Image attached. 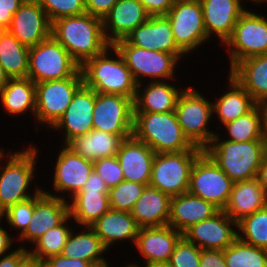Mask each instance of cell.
Listing matches in <instances>:
<instances>
[{"mask_svg": "<svg viewBox=\"0 0 267 267\" xmlns=\"http://www.w3.org/2000/svg\"><path fill=\"white\" fill-rule=\"evenodd\" d=\"M29 143L25 149L9 148L0 155V215L16 203L36 196L43 188L36 184L33 191L30 188L38 176L36 164L40 150L32 141Z\"/></svg>", "mask_w": 267, "mask_h": 267, "instance_id": "obj_1", "label": "cell"}, {"mask_svg": "<svg viewBox=\"0 0 267 267\" xmlns=\"http://www.w3.org/2000/svg\"><path fill=\"white\" fill-rule=\"evenodd\" d=\"M51 35L80 66L111 45L105 38L102 19L89 13L56 19L52 22Z\"/></svg>", "mask_w": 267, "mask_h": 267, "instance_id": "obj_2", "label": "cell"}, {"mask_svg": "<svg viewBox=\"0 0 267 267\" xmlns=\"http://www.w3.org/2000/svg\"><path fill=\"white\" fill-rule=\"evenodd\" d=\"M80 70L83 84L97 93L118 94L135 99L138 84L113 45L102 54L86 60Z\"/></svg>", "mask_w": 267, "mask_h": 267, "instance_id": "obj_3", "label": "cell"}, {"mask_svg": "<svg viewBox=\"0 0 267 267\" xmlns=\"http://www.w3.org/2000/svg\"><path fill=\"white\" fill-rule=\"evenodd\" d=\"M219 133L204 151L233 182L256 178L267 153V141L233 142L223 139Z\"/></svg>", "mask_w": 267, "mask_h": 267, "instance_id": "obj_4", "label": "cell"}, {"mask_svg": "<svg viewBox=\"0 0 267 267\" xmlns=\"http://www.w3.org/2000/svg\"><path fill=\"white\" fill-rule=\"evenodd\" d=\"M133 136L155 153L183 152L195 147L184 134L175 111L134 113Z\"/></svg>", "mask_w": 267, "mask_h": 267, "instance_id": "obj_5", "label": "cell"}, {"mask_svg": "<svg viewBox=\"0 0 267 267\" xmlns=\"http://www.w3.org/2000/svg\"><path fill=\"white\" fill-rule=\"evenodd\" d=\"M113 46L123 57L137 84L177 79L179 63L183 64L187 58V55H172L163 51L139 48L124 39L116 41Z\"/></svg>", "mask_w": 267, "mask_h": 267, "instance_id": "obj_6", "label": "cell"}, {"mask_svg": "<svg viewBox=\"0 0 267 267\" xmlns=\"http://www.w3.org/2000/svg\"><path fill=\"white\" fill-rule=\"evenodd\" d=\"M175 113L187 138L195 145L205 149L217 134L210 130L213 119V104L199 89L185 86L180 93ZM209 127V128H208Z\"/></svg>", "mask_w": 267, "mask_h": 267, "instance_id": "obj_7", "label": "cell"}, {"mask_svg": "<svg viewBox=\"0 0 267 267\" xmlns=\"http://www.w3.org/2000/svg\"><path fill=\"white\" fill-rule=\"evenodd\" d=\"M83 85V76L79 69L72 77L49 80L35 84L36 110L34 126L36 131L49 130L64 115L76 91ZM40 126V128H39Z\"/></svg>", "mask_w": 267, "mask_h": 267, "instance_id": "obj_8", "label": "cell"}, {"mask_svg": "<svg viewBox=\"0 0 267 267\" xmlns=\"http://www.w3.org/2000/svg\"><path fill=\"white\" fill-rule=\"evenodd\" d=\"M203 151L195 146L183 152L156 153L149 185L170 197L188 192L192 166Z\"/></svg>", "mask_w": 267, "mask_h": 267, "instance_id": "obj_9", "label": "cell"}, {"mask_svg": "<svg viewBox=\"0 0 267 267\" xmlns=\"http://www.w3.org/2000/svg\"><path fill=\"white\" fill-rule=\"evenodd\" d=\"M252 10L247 8L241 14L232 35L222 45L229 59L227 72L245 58L267 53V18Z\"/></svg>", "mask_w": 267, "mask_h": 267, "instance_id": "obj_10", "label": "cell"}, {"mask_svg": "<svg viewBox=\"0 0 267 267\" xmlns=\"http://www.w3.org/2000/svg\"><path fill=\"white\" fill-rule=\"evenodd\" d=\"M80 65L52 35L29 48L28 78L35 84L72 77Z\"/></svg>", "mask_w": 267, "mask_h": 267, "instance_id": "obj_11", "label": "cell"}, {"mask_svg": "<svg viewBox=\"0 0 267 267\" xmlns=\"http://www.w3.org/2000/svg\"><path fill=\"white\" fill-rule=\"evenodd\" d=\"M165 16L171 23L175 43L187 56L191 53L192 57L206 42L211 43L199 0H176Z\"/></svg>", "mask_w": 267, "mask_h": 267, "instance_id": "obj_12", "label": "cell"}, {"mask_svg": "<svg viewBox=\"0 0 267 267\" xmlns=\"http://www.w3.org/2000/svg\"><path fill=\"white\" fill-rule=\"evenodd\" d=\"M52 169L51 187L53 192L42 189L44 193L69 201L82 190L94 170L93 161L83 158L66 145H61ZM53 184V185H52ZM69 194V195H67Z\"/></svg>", "mask_w": 267, "mask_h": 267, "instance_id": "obj_13", "label": "cell"}, {"mask_svg": "<svg viewBox=\"0 0 267 267\" xmlns=\"http://www.w3.org/2000/svg\"><path fill=\"white\" fill-rule=\"evenodd\" d=\"M233 183L203 151L192 166L188 192L224 210L228 204Z\"/></svg>", "mask_w": 267, "mask_h": 267, "instance_id": "obj_14", "label": "cell"}, {"mask_svg": "<svg viewBox=\"0 0 267 267\" xmlns=\"http://www.w3.org/2000/svg\"><path fill=\"white\" fill-rule=\"evenodd\" d=\"M93 129L120 135L133 136L134 100L118 94L97 93L92 115Z\"/></svg>", "mask_w": 267, "mask_h": 267, "instance_id": "obj_15", "label": "cell"}, {"mask_svg": "<svg viewBox=\"0 0 267 267\" xmlns=\"http://www.w3.org/2000/svg\"><path fill=\"white\" fill-rule=\"evenodd\" d=\"M182 234L201 250H224L237 239V223L219 210L212 217L191 225Z\"/></svg>", "mask_w": 267, "mask_h": 267, "instance_id": "obj_16", "label": "cell"}, {"mask_svg": "<svg viewBox=\"0 0 267 267\" xmlns=\"http://www.w3.org/2000/svg\"><path fill=\"white\" fill-rule=\"evenodd\" d=\"M95 104V90L86 87L84 84L74 94L70 105L64 115L49 130L54 133L61 132L65 138L60 145H66L75 137L85 135L93 129V111Z\"/></svg>", "mask_w": 267, "mask_h": 267, "instance_id": "obj_17", "label": "cell"}, {"mask_svg": "<svg viewBox=\"0 0 267 267\" xmlns=\"http://www.w3.org/2000/svg\"><path fill=\"white\" fill-rule=\"evenodd\" d=\"M52 23L36 0H25L6 29L21 44L33 47L51 36Z\"/></svg>", "mask_w": 267, "mask_h": 267, "instance_id": "obj_18", "label": "cell"}, {"mask_svg": "<svg viewBox=\"0 0 267 267\" xmlns=\"http://www.w3.org/2000/svg\"><path fill=\"white\" fill-rule=\"evenodd\" d=\"M69 215V202L50 196L41 190L34 196V212L25 232L17 243L31 247L49 229L58 226Z\"/></svg>", "mask_w": 267, "mask_h": 267, "instance_id": "obj_19", "label": "cell"}, {"mask_svg": "<svg viewBox=\"0 0 267 267\" xmlns=\"http://www.w3.org/2000/svg\"><path fill=\"white\" fill-rule=\"evenodd\" d=\"M124 40L147 50L186 55L175 43L171 23L165 15L149 16L143 24L127 34Z\"/></svg>", "mask_w": 267, "mask_h": 267, "instance_id": "obj_20", "label": "cell"}, {"mask_svg": "<svg viewBox=\"0 0 267 267\" xmlns=\"http://www.w3.org/2000/svg\"><path fill=\"white\" fill-rule=\"evenodd\" d=\"M208 38L217 40L220 48L232 35L241 14L246 8L237 0H199ZM214 37V38H212Z\"/></svg>", "mask_w": 267, "mask_h": 267, "instance_id": "obj_21", "label": "cell"}, {"mask_svg": "<svg viewBox=\"0 0 267 267\" xmlns=\"http://www.w3.org/2000/svg\"><path fill=\"white\" fill-rule=\"evenodd\" d=\"M183 237L170 225L140 228L135 241V251L144 264L169 262L176 244Z\"/></svg>", "mask_w": 267, "mask_h": 267, "instance_id": "obj_22", "label": "cell"}, {"mask_svg": "<svg viewBox=\"0 0 267 267\" xmlns=\"http://www.w3.org/2000/svg\"><path fill=\"white\" fill-rule=\"evenodd\" d=\"M173 81L176 82L177 79L138 84L134 99V113L175 111L177 99L185 87L177 86L178 83Z\"/></svg>", "mask_w": 267, "mask_h": 267, "instance_id": "obj_23", "label": "cell"}, {"mask_svg": "<svg viewBox=\"0 0 267 267\" xmlns=\"http://www.w3.org/2000/svg\"><path fill=\"white\" fill-rule=\"evenodd\" d=\"M155 152L134 136L124 139L116 157L126 181L149 185Z\"/></svg>", "mask_w": 267, "mask_h": 267, "instance_id": "obj_24", "label": "cell"}, {"mask_svg": "<svg viewBox=\"0 0 267 267\" xmlns=\"http://www.w3.org/2000/svg\"><path fill=\"white\" fill-rule=\"evenodd\" d=\"M149 16L139 0H118L102 20L106 40L113 45L116 41L124 39Z\"/></svg>", "mask_w": 267, "mask_h": 267, "instance_id": "obj_25", "label": "cell"}, {"mask_svg": "<svg viewBox=\"0 0 267 267\" xmlns=\"http://www.w3.org/2000/svg\"><path fill=\"white\" fill-rule=\"evenodd\" d=\"M100 238L103 246L110 251L119 242L135 244L140 227L130 212L109 209L90 226ZM123 241V242H122Z\"/></svg>", "mask_w": 267, "mask_h": 267, "instance_id": "obj_26", "label": "cell"}, {"mask_svg": "<svg viewBox=\"0 0 267 267\" xmlns=\"http://www.w3.org/2000/svg\"><path fill=\"white\" fill-rule=\"evenodd\" d=\"M220 209L189 192L171 197L168 225L183 233L191 225L215 215Z\"/></svg>", "mask_w": 267, "mask_h": 267, "instance_id": "obj_27", "label": "cell"}, {"mask_svg": "<svg viewBox=\"0 0 267 267\" xmlns=\"http://www.w3.org/2000/svg\"><path fill=\"white\" fill-rule=\"evenodd\" d=\"M75 228L74 226L69 234L60 255L90 262L94 267H111L112 264L104 256V253L106 255L109 252L94 230L89 226H82L80 227L82 230L78 232L79 226Z\"/></svg>", "mask_w": 267, "mask_h": 267, "instance_id": "obj_28", "label": "cell"}, {"mask_svg": "<svg viewBox=\"0 0 267 267\" xmlns=\"http://www.w3.org/2000/svg\"><path fill=\"white\" fill-rule=\"evenodd\" d=\"M227 78L225 87L228 90L212 100L213 118L221 122L216 125V130H223L224 124L246 115L256 106L250 94L231 75L227 74Z\"/></svg>", "mask_w": 267, "mask_h": 267, "instance_id": "obj_29", "label": "cell"}, {"mask_svg": "<svg viewBox=\"0 0 267 267\" xmlns=\"http://www.w3.org/2000/svg\"><path fill=\"white\" fill-rule=\"evenodd\" d=\"M267 205V192L256 178L234 182L224 212L236 223Z\"/></svg>", "mask_w": 267, "mask_h": 267, "instance_id": "obj_30", "label": "cell"}, {"mask_svg": "<svg viewBox=\"0 0 267 267\" xmlns=\"http://www.w3.org/2000/svg\"><path fill=\"white\" fill-rule=\"evenodd\" d=\"M171 197L147 185L131 210L140 228L168 225Z\"/></svg>", "mask_w": 267, "mask_h": 267, "instance_id": "obj_31", "label": "cell"}, {"mask_svg": "<svg viewBox=\"0 0 267 267\" xmlns=\"http://www.w3.org/2000/svg\"><path fill=\"white\" fill-rule=\"evenodd\" d=\"M255 102L267 98V53L245 58L229 72Z\"/></svg>", "mask_w": 267, "mask_h": 267, "instance_id": "obj_32", "label": "cell"}, {"mask_svg": "<svg viewBox=\"0 0 267 267\" xmlns=\"http://www.w3.org/2000/svg\"><path fill=\"white\" fill-rule=\"evenodd\" d=\"M0 104L10 116L18 117L24 114L35 116L36 99L35 83L28 77L10 78L0 92Z\"/></svg>", "mask_w": 267, "mask_h": 267, "instance_id": "obj_33", "label": "cell"}, {"mask_svg": "<svg viewBox=\"0 0 267 267\" xmlns=\"http://www.w3.org/2000/svg\"><path fill=\"white\" fill-rule=\"evenodd\" d=\"M123 140L120 135L92 129L85 135L73 138L66 146L83 158L95 161L116 156Z\"/></svg>", "mask_w": 267, "mask_h": 267, "instance_id": "obj_34", "label": "cell"}, {"mask_svg": "<svg viewBox=\"0 0 267 267\" xmlns=\"http://www.w3.org/2000/svg\"><path fill=\"white\" fill-rule=\"evenodd\" d=\"M109 192H78L69 202V215L77 226H91L110 209Z\"/></svg>", "mask_w": 267, "mask_h": 267, "instance_id": "obj_35", "label": "cell"}, {"mask_svg": "<svg viewBox=\"0 0 267 267\" xmlns=\"http://www.w3.org/2000/svg\"><path fill=\"white\" fill-rule=\"evenodd\" d=\"M0 65L9 78H24L29 70V47L7 30H0Z\"/></svg>", "mask_w": 267, "mask_h": 267, "instance_id": "obj_36", "label": "cell"}, {"mask_svg": "<svg viewBox=\"0 0 267 267\" xmlns=\"http://www.w3.org/2000/svg\"><path fill=\"white\" fill-rule=\"evenodd\" d=\"M74 221L68 215L58 226L49 229L30 248L29 254L45 261L49 257L60 255L71 233ZM73 226H72V225ZM71 225V226H70Z\"/></svg>", "mask_w": 267, "mask_h": 267, "instance_id": "obj_37", "label": "cell"}, {"mask_svg": "<svg viewBox=\"0 0 267 267\" xmlns=\"http://www.w3.org/2000/svg\"><path fill=\"white\" fill-rule=\"evenodd\" d=\"M222 127L226 131L223 130L220 136L228 141L248 142L251 140H265L261 127L260 113L256 106L246 115L230 121ZM223 133L226 134L224 135Z\"/></svg>", "mask_w": 267, "mask_h": 267, "instance_id": "obj_38", "label": "cell"}, {"mask_svg": "<svg viewBox=\"0 0 267 267\" xmlns=\"http://www.w3.org/2000/svg\"><path fill=\"white\" fill-rule=\"evenodd\" d=\"M237 238L267 250V205L237 222Z\"/></svg>", "mask_w": 267, "mask_h": 267, "instance_id": "obj_39", "label": "cell"}, {"mask_svg": "<svg viewBox=\"0 0 267 267\" xmlns=\"http://www.w3.org/2000/svg\"><path fill=\"white\" fill-rule=\"evenodd\" d=\"M223 251L227 267H267V250L238 238Z\"/></svg>", "mask_w": 267, "mask_h": 267, "instance_id": "obj_40", "label": "cell"}, {"mask_svg": "<svg viewBox=\"0 0 267 267\" xmlns=\"http://www.w3.org/2000/svg\"><path fill=\"white\" fill-rule=\"evenodd\" d=\"M147 185L123 180L109 189L110 209L131 212Z\"/></svg>", "mask_w": 267, "mask_h": 267, "instance_id": "obj_41", "label": "cell"}, {"mask_svg": "<svg viewBox=\"0 0 267 267\" xmlns=\"http://www.w3.org/2000/svg\"><path fill=\"white\" fill-rule=\"evenodd\" d=\"M34 212V197L27 199L25 201L16 203L15 205L9 207L0 216L5 219L7 227L18 232L16 233V240L19 238L26 230L29 225V221L32 218Z\"/></svg>", "mask_w": 267, "mask_h": 267, "instance_id": "obj_42", "label": "cell"}, {"mask_svg": "<svg viewBox=\"0 0 267 267\" xmlns=\"http://www.w3.org/2000/svg\"><path fill=\"white\" fill-rule=\"evenodd\" d=\"M45 10L50 22L66 16L86 13L85 0H36Z\"/></svg>", "mask_w": 267, "mask_h": 267, "instance_id": "obj_43", "label": "cell"}, {"mask_svg": "<svg viewBox=\"0 0 267 267\" xmlns=\"http://www.w3.org/2000/svg\"><path fill=\"white\" fill-rule=\"evenodd\" d=\"M201 249L182 237L170 258L171 267H200Z\"/></svg>", "mask_w": 267, "mask_h": 267, "instance_id": "obj_44", "label": "cell"}, {"mask_svg": "<svg viewBox=\"0 0 267 267\" xmlns=\"http://www.w3.org/2000/svg\"><path fill=\"white\" fill-rule=\"evenodd\" d=\"M93 165L94 170L103 179L109 189L125 180L116 156L95 160L93 161Z\"/></svg>", "mask_w": 267, "mask_h": 267, "instance_id": "obj_45", "label": "cell"}, {"mask_svg": "<svg viewBox=\"0 0 267 267\" xmlns=\"http://www.w3.org/2000/svg\"><path fill=\"white\" fill-rule=\"evenodd\" d=\"M25 0H0V30H6L12 21L13 14Z\"/></svg>", "mask_w": 267, "mask_h": 267, "instance_id": "obj_46", "label": "cell"}, {"mask_svg": "<svg viewBox=\"0 0 267 267\" xmlns=\"http://www.w3.org/2000/svg\"><path fill=\"white\" fill-rule=\"evenodd\" d=\"M117 2L118 0H85V10L103 20Z\"/></svg>", "mask_w": 267, "mask_h": 267, "instance_id": "obj_47", "label": "cell"}, {"mask_svg": "<svg viewBox=\"0 0 267 267\" xmlns=\"http://www.w3.org/2000/svg\"><path fill=\"white\" fill-rule=\"evenodd\" d=\"M200 267H227L223 250L202 249Z\"/></svg>", "mask_w": 267, "mask_h": 267, "instance_id": "obj_48", "label": "cell"}, {"mask_svg": "<svg viewBox=\"0 0 267 267\" xmlns=\"http://www.w3.org/2000/svg\"><path fill=\"white\" fill-rule=\"evenodd\" d=\"M150 16L166 15L176 0H139Z\"/></svg>", "mask_w": 267, "mask_h": 267, "instance_id": "obj_49", "label": "cell"}, {"mask_svg": "<svg viewBox=\"0 0 267 267\" xmlns=\"http://www.w3.org/2000/svg\"><path fill=\"white\" fill-rule=\"evenodd\" d=\"M45 267H94L90 262L66 258L62 255L49 257L44 261Z\"/></svg>", "mask_w": 267, "mask_h": 267, "instance_id": "obj_50", "label": "cell"}, {"mask_svg": "<svg viewBox=\"0 0 267 267\" xmlns=\"http://www.w3.org/2000/svg\"><path fill=\"white\" fill-rule=\"evenodd\" d=\"M11 252L0 257V267H18L21 261L29 254L27 245L13 248Z\"/></svg>", "mask_w": 267, "mask_h": 267, "instance_id": "obj_51", "label": "cell"}, {"mask_svg": "<svg viewBox=\"0 0 267 267\" xmlns=\"http://www.w3.org/2000/svg\"><path fill=\"white\" fill-rule=\"evenodd\" d=\"M80 192H109V188L99 174L93 170Z\"/></svg>", "mask_w": 267, "mask_h": 267, "instance_id": "obj_52", "label": "cell"}, {"mask_svg": "<svg viewBox=\"0 0 267 267\" xmlns=\"http://www.w3.org/2000/svg\"><path fill=\"white\" fill-rule=\"evenodd\" d=\"M1 222L4 224L5 221L0 216V224H2ZM4 228H5V226L3 227V225H0V257L11 252L13 250L12 248L14 247V243H16V241H15L16 237L14 236V234L8 233V231L6 230V229H8L7 226L5 229Z\"/></svg>", "mask_w": 267, "mask_h": 267, "instance_id": "obj_53", "label": "cell"}, {"mask_svg": "<svg viewBox=\"0 0 267 267\" xmlns=\"http://www.w3.org/2000/svg\"><path fill=\"white\" fill-rule=\"evenodd\" d=\"M256 107L260 113L262 132L265 140L267 141V98L256 102Z\"/></svg>", "mask_w": 267, "mask_h": 267, "instance_id": "obj_54", "label": "cell"}, {"mask_svg": "<svg viewBox=\"0 0 267 267\" xmlns=\"http://www.w3.org/2000/svg\"><path fill=\"white\" fill-rule=\"evenodd\" d=\"M256 179L258 180L259 184L263 187V189L267 192V153L264 157L261 166L258 169Z\"/></svg>", "mask_w": 267, "mask_h": 267, "instance_id": "obj_55", "label": "cell"}, {"mask_svg": "<svg viewBox=\"0 0 267 267\" xmlns=\"http://www.w3.org/2000/svg\"><path fill=\"white\" fill-rule=\"evenodd\" d=\"M18 267H45L44 261L28 254L20 263Z\"/></svg>", "mask_w": 267, "mask_h": 267, "instance_id": "obj_56", "label": "cell"}, {"mask_svg": "<svg viewBox=\"0 0 267 267\" xmlns=\"http://www.w3.org/2000/svg\"><path fill=\"white\" fill-rule=\"evenodd\" d=\"M140 264L136 263V262H130L129 264L137 266V267H171L169 262H152V263H148V264H142L143 262H139Z\"/></svg>", "mask_w": 267, "mask_h": 267, "instance_id": "obj_57", "label": "cell"}, {"mask_svg": "<svg viewBox=\"0 0 267 267\" xmlns=\"http://www.w3.org/2000/svg\"><path fill=\"white\" fill-rule=\"evenodd\" d=\"M9 79H10L9 76L6 74L5 70L0 65V92L7 85Z\"/></svg>", "mask_w": 267, "mask_h": 267, "instance_id": "obj_58", "label": "cell"}, {"mask_svg": "<svg viewBox=\"0 0 267 267\" xmlns=\"http://www.w3.org/2000/svg\"><path fill=\"white\" fill-rule=\"evenodd\" d=\"M237 1L240 2L246 9H247V7H246L244 4L247 5L248 3H251V2H252L251 4H254V5H255V4H257V5L259 4L258 6H261V5L264 4V3L267 4V0H237ZM243 1H246V2L248 1V3L243 2ZM249 1H250V2H249ZM253 2H254V3H253ZM243 3H244V4H243ZM260 4H261V5H260Z\"/></svg>", "mask_w": 267, "mask_h": 267, "instance_id": "obj_59", "label": "cell"}, {"mask_svg": "<svg viewBox=\"0 0 267 267\" xmlns=\"http://www.w3.org/2000/svg\"><path fill=\"white\" fill-rule=\"evenodd\" d=\"M120 267H121V266H120ZM122 267H123V266H122ZM124 267H137V266H134V265H131V264H129V263H128V264L126 263V265H124Z\"/></svg>", "mask_w": 267, "mask_h": 267, "instance_id": "obj_60", "label": "cell"}, {"mask_svg": "<svg viewBox=\"0 0 267 267\" xmlns=\"http://www.w3.org/2000/svg\"><path fill=\"white\" fill-rule=\"evenodd\" d=\"M4 148L2 149V147H0V155L4 152Z\"/></svg>", "mask_w": 267, "mask_h": 267, "instance_id": "obj_61", "label": "cell"}]
</instances>
